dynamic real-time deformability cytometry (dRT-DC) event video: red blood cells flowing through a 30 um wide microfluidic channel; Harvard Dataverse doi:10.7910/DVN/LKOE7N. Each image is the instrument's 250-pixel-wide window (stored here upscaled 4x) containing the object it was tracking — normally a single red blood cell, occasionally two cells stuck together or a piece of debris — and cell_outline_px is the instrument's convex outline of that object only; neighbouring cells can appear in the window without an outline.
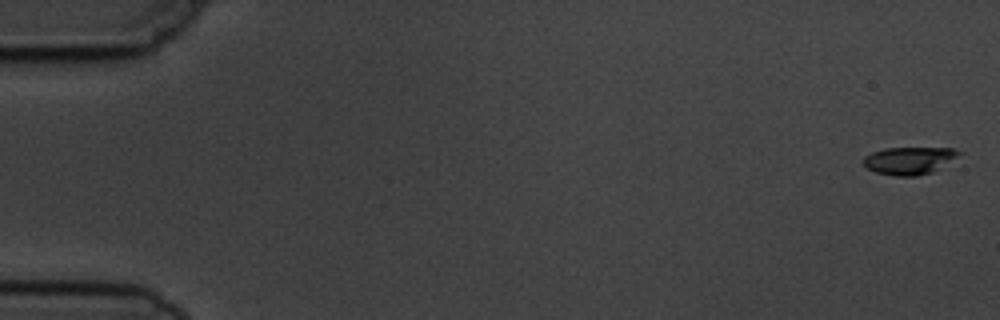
{"species": "common noctule bat (a hibernating species)", "species_latin": "Nyctalus noctula", "temperature_condition": "cold", "stored_images_in_passage": 8, "camera_frame_rate_fps": 3000, "um_per_image_px": 0.085, "animal": {"sex": "male", "body_mass_g": 19.5, "forearm_length_mm": 54.6}, "frame": {"image": 1, "passage_image": 1, "time_ms": 0.0, "image_size_px": [1000, 320], "cell_outline_px": [[964, 152], [932, 172], [916, 176], [896, 176], [876, 172], [868, 168], [864, 164], [864, 156], [872, 152], [884, 148], [952, 148]], "centroid_in_image_um": [77.28, 13.64], "position_along_channel_um": 7.7, "area_um2": 15.14}}
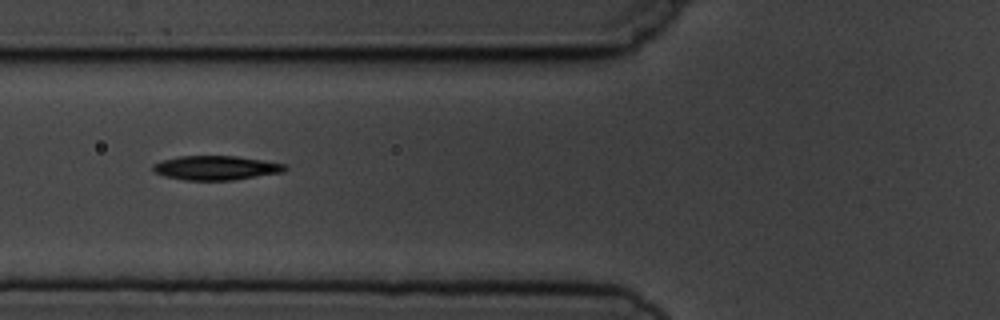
{"frame": {"image": 2, "passage_image": 7, "time_ms": 6.667, "image_size_px": [1000, 320], "cell_outline_px": [[288, 168], [284, 172], [232, 180], [184, 180], [164, 176], [156, 172], [152, 168], [152, 164], [164, 160], [180, 156], [236, 156], [284, 164]], "centroid_in_image_um": [18.35, 14.27], "position_along_channel_um": 107.5, "area_um2": 18.44}}
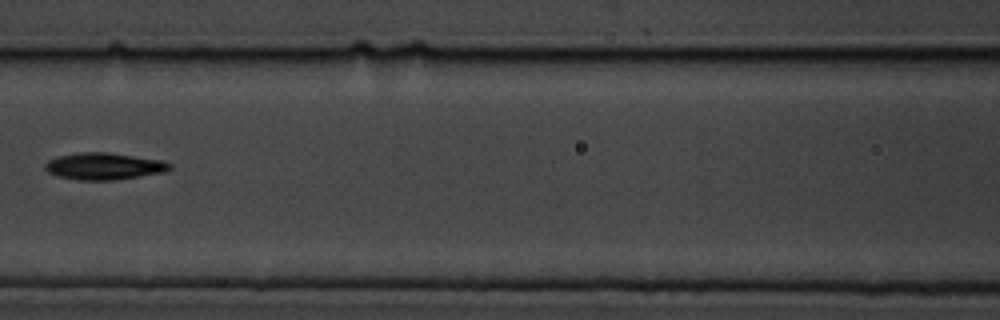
{"frame": {"image": 3, "passage_image": 8, "time_ms": 8.0, "image_size_px": [1000, 320], "cell_outline_px": [[172, 168], [164, 172], [116, 180], [80, 180], [56, 176], [48, 172], [44, 168], [44, 164], [48, 160], [60, 156], [80, 152], [108, 152], [164, 160], [172, 164]], "centroid_in_image_um": [8.86, 14.13], "position_along_channel_um": 157.7, "area_um2": 19.65}}